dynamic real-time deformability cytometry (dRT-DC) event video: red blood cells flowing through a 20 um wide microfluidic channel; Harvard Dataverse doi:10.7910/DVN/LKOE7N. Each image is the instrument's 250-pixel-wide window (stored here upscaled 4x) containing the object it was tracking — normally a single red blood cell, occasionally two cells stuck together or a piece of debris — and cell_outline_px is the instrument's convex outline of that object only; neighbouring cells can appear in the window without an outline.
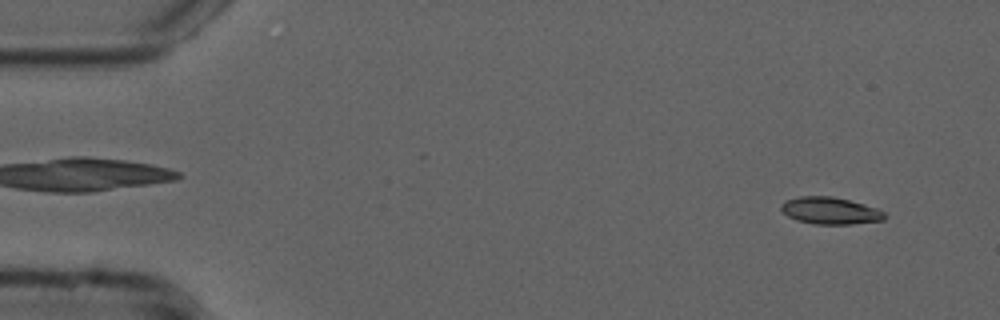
{"species": "common noctule bat (a hibernating species)", "species_latin": "Nyctalus noctula", "temperature_condition": "cold", "stored_images_in_passage": 53, "camera_frame_rate_fps": 3000, "um_per_image_px": 0.085, "animal": {"sex": "male", "forearm_length_mm": 52.5}, "frame": {"image": 1, "passage_image": 3, "time_ms": 0.667, "image_size_px": [1000, 320], "cell_outline_px": [[888, 216], [884, 220], [852, 224], [816, 224], [796, 220], [788, 216], [780, 208], [780, 204], [784, 200], [800, 196], [832, 196], [864, 204], [876, 208], [884, 212]], "centroid_in_image_um": [70.56, 17.91], "position_along_channel_um": 14.4, "area_um2": 16.36}}
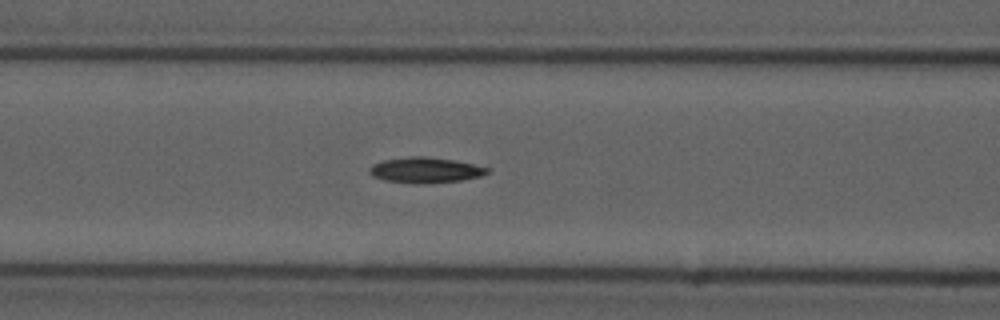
{"frame": {"image": 2, "passage_image": 21, "time_ms": 6.667, "image_size_px": [1000, 320], "cell_outline_px": [[488, 172], [480, 176], [460, 180], [384, 180], [372, 176], [368, 172], [368, 168], [372, 164], [384, 160], [412, 156], [424, 156], [456, 160], [488, 168]], "centroid_in_image_um": [36.12, 14.39], "position_along_channel_um": 130.5, "area_um2": 16.3}}
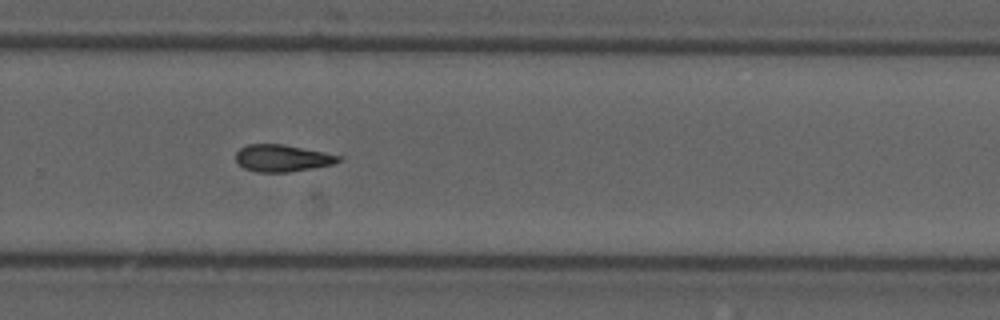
{"frame": {"image": 3, "passage_image": 35, "time_ms": 11.333, "image_size_px": [1000, 320], "cell_outline_px": [[344, 160], [336, 164], [288, 172], [260, 172], [244, 168], [236, 160], [236, 152], [240, 148], [248, 144], [284, 144], [344, 156]], "centroid_in_image_um": [24.07, 13.44], "position_along_channel_um": 305.7, "area_um2": 16.3}}